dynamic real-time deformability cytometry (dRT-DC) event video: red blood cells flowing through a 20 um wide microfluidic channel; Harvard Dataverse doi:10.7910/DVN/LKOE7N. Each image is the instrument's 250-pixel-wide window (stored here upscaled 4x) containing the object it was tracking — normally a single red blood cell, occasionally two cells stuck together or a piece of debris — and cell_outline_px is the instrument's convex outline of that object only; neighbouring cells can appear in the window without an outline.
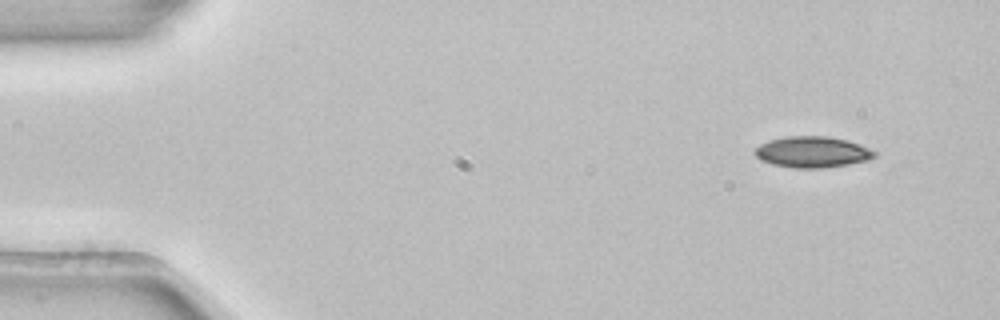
{"species": "common noctule bat (a hibernating species)", "species_latin": "Nyctalus noctula", "temperature_condition": "room temperature", "stored_images_in_passage": 3, "camera_frame_rate_fps": 3000, "um_per_image_px": 0.085, "animal": {"sex": "female", "body_mass_g": 22.7, "forearm_length_mm": 54.2}, "frame": {"image": 1, "passage_image": 1, "time_ms": 0.0, "image_size_px": [1000, 320], "cell_outline_px": [[876, 156], [868, 160], [848, 164], [820, 168], [792, 168], [772, 164], [760, 160], [756, 156], [756, 148], [760, 144], [768, 140], [788, 136], [828, 136], [848, 140], [868, 148], [876, 152]], "centroid_in_image_um": [69.04, 12.92], "position_along_channel_um": 16.0, "area_um2": 21.62}}
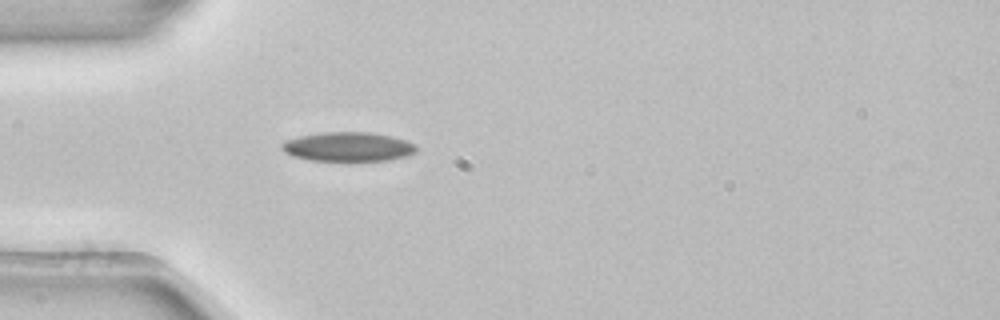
{"frame": {"image": 2, "passage_image": 3, "time_ms": 0.667, "image_size_px": [1000, 320], "cell_outline_px": [[416, 152], [408, 156], [388, 160], [312, 160], [292, 156], [284, 152], [280, 144], [284, 140], [300, 136], [320, 132], [372, 132], [392, 136], [416, 144]], "centroid_in_image_um": [29.58, 12.46], "position_along_channel_um": 55.4, "area_um2": 22.95}}